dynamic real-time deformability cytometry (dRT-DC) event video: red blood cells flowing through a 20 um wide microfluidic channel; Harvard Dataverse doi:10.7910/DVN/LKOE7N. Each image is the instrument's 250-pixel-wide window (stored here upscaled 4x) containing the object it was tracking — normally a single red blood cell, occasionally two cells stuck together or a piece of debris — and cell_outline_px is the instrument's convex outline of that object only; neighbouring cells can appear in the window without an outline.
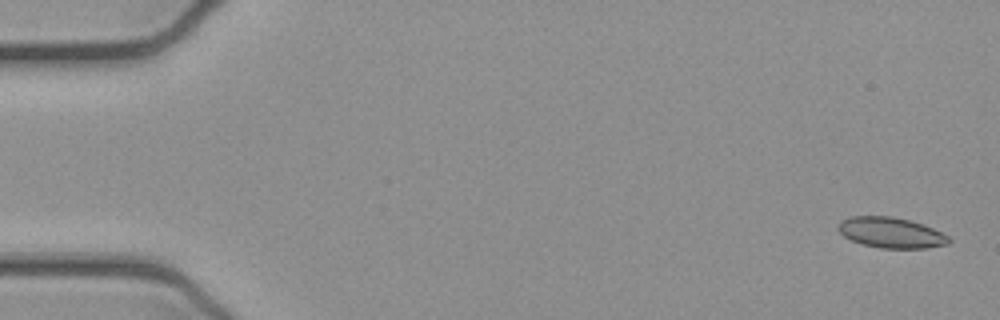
{"species": "common noctule bat (a hibernating species)", "species_latin": "Nyctalus noctula", "temperature_condition": "cold", "stored_images_in_passage": 53, "camera_frame_rate_fps": 3000, "um_per_image_px": 0.085, "animal": {"sex": "female", "body_mass_g": 21.9}, "frame": {"image": 1, "passage_image": 2, "time_ms": 0.333, "image_size_px": [1000, 320], "cell_outline_px": [[952, 240], [948, 244], [924, 248], [880, 248], [864, 244], [852, 240], [844, 236], [836, 228], [840, 220], [848, 216], [892, 216], [924, 224], [948, 236]], "centroid_in_image_um": [75.71, 19.76], "position_along_channel_um": 9.3, "area_um2": 19.71}}
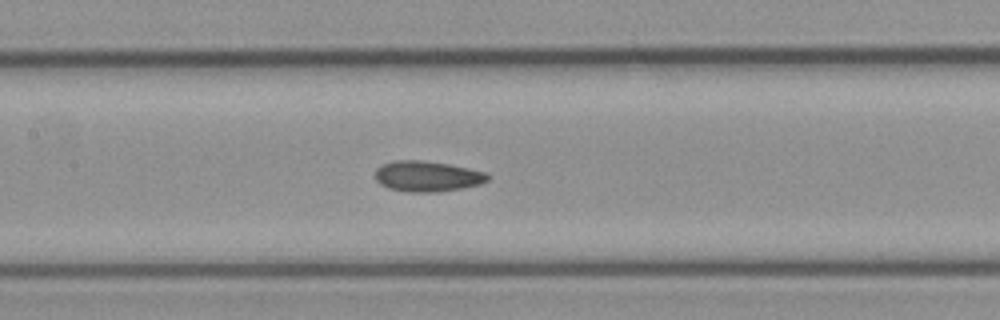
{"frame": {"image": 2, "passage_image": 25, "time_ms": 8.0, "image_size_px": [1000, 320], "cell_outline_px": [[492, 176], [488, 180], [480, 184], [460, 188], [436, 192], [408, 192], [388, 188], [380, 184], [376, 180], [376, 168], [384, 164], [396, 160], [420, 160], [448, 164], [488, 172]], "centroid_in_image_um": [36.34, 14.98], "position_along_channel_um": 171.1, "area_um2": 20.06}}
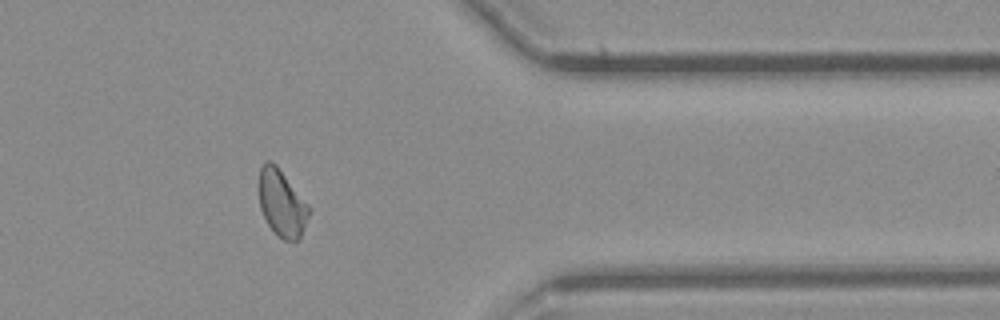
{"frame": {"image": 3, "passage_image": 43, "time_ms": 14.0, "image_size_px": [1000, 320], "cell_outline_px": [[312, 208], [300, 240], [284, 240], [268, 224], [260, 208], [260, 168], [268, 160], [276, 164]], "centroid_in_image_um": [24.0, 17.28], "position_along_channel_um": 387.4, "area_um2": 19.25}, "authors_computed_cell_mechanics": {"area_um2": 19.7676, "velocity_mm_per_s": 3.9011, "shape_relaxation_time_tau1_ms": null, "shape_relaxation_time_tau2_ms": 3.147, "deformation_change_tau1": null, "deformation_change_tau2": 0.0738}}